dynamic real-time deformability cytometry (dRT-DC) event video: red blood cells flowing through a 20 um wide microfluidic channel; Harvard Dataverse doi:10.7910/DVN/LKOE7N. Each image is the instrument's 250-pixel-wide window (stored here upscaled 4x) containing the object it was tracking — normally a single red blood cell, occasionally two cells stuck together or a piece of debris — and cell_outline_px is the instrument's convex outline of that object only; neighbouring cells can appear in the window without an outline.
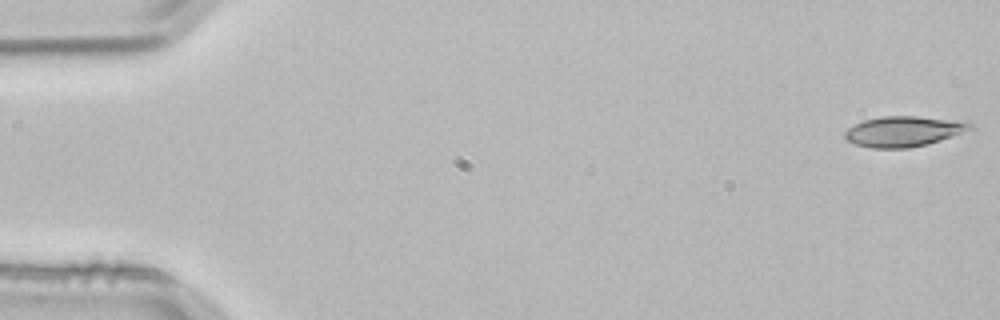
{"species": "common noctule bat (a hibernating species)", "species_latin": "Nyctalus noctula", "temperature_condition": "room temperature", "stored_images_in_passage": 3, "camera_frame_rate_fps": 3000, "um_per_image_px": 0.085, "animal": {"sex": "male", "body_mass_g": 21.5, "forearm_length_mm": 52.0}, "frame": {"image": 1, "passage_image": 1, "time_ms": 0.0, "image_size_px": [1000, 320], "cell_outline_px": [[976, 128], [952, 136], [924, 144], [908, 148], [872, 148], [856, 144], [844, 140], [844, 132], [848, 128], [864, 120], [884, 116], [916, 116], [968, 120]], "centroid_in_image_um": [76.85, 11.15], "position_along_channel_um": 8.2, "area_um2": 22.31}}
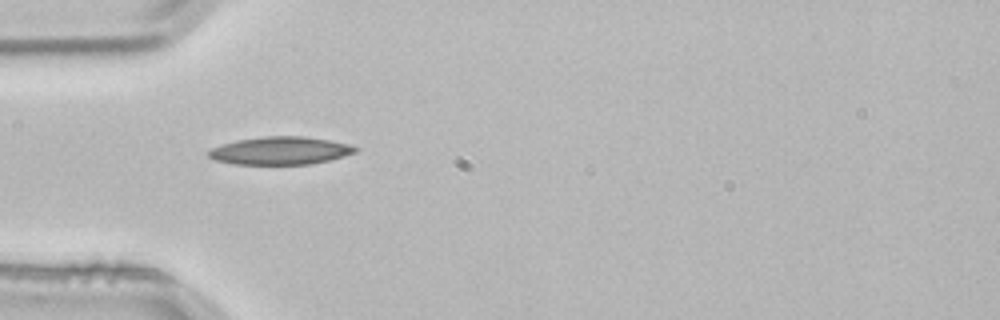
{"frame": {"image": 2, "passage_image": 3, "time_ms": 0.667, "image_size_px": [1000, 320], "cell_outline_px": [[360, 148], [356, 152], [344, 156], [328, 160], [308, 164], [232, 164], [216, 160], [208, 156], [208, 148], [236, 140], [264, 136], [304, 136], [328, 140], [348, 144]], "centroid_in_image_um": [23.79, 12.8], "position_along_channel_um": 61.2, "area_um2": 23.81}}